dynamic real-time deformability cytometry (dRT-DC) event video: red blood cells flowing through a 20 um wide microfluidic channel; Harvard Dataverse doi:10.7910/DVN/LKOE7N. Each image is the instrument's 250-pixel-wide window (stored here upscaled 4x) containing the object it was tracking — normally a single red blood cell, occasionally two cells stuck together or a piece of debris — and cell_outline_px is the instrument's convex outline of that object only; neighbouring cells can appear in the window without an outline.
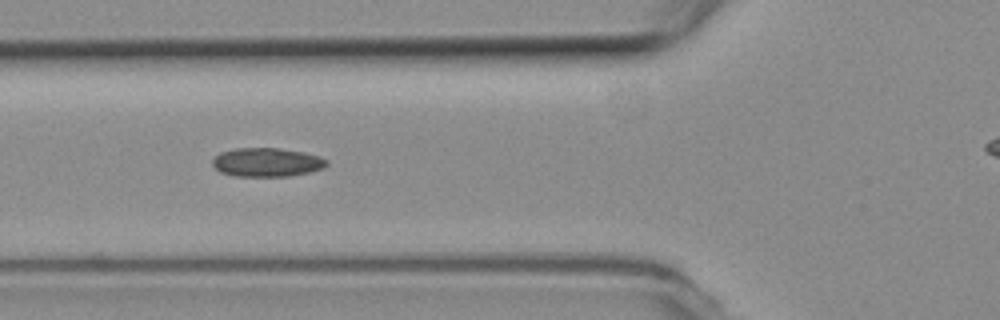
{"species": "common noctule bat (a hibernating species)", "species_latin": "Nyctalus noctula", "temperature_condition": "room temperature", "stored_images_in_passage": 12, "camera_frame_rate_fps": 3000, "um_per_image_px": 0.085, "animal": {"sex": "female", "body_mass_g": 19.3, "forearm_length_mm": 54.1}, "frame": {"image": 1, "passage_image": 9, "time_ms": 2.667, "image_size_px": [1000, 320], "cell_outline_px": [[328, 164], [324, 168], [308, 172], [288, 176], [232, 176], [220, 172], [212, 164], [212, 160], [220, 152], [236, 148], [276, 148], [304, 152], [320, 156], [328, 160]], "centroid_in_image_um": [22.68, 13.79], "position_along_channel_um": 103.1, "area_um2": 19.19}}